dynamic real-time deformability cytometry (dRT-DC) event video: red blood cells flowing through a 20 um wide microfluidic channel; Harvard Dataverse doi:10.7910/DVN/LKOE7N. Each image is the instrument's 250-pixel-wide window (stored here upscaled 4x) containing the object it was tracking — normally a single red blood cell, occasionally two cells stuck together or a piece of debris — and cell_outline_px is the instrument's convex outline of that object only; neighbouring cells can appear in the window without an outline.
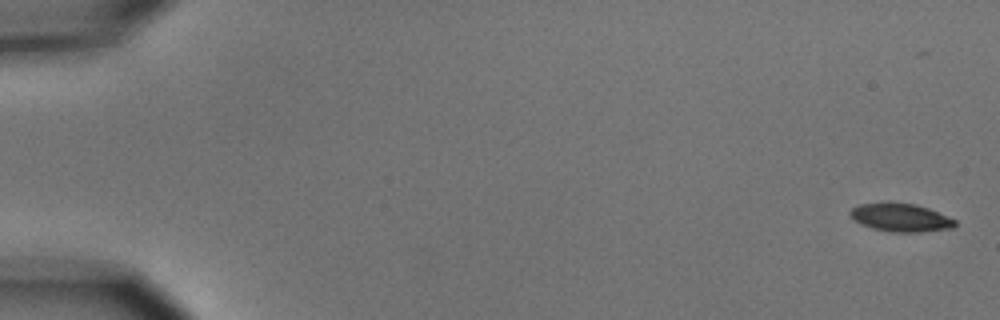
{"species": "common noctule bat (a hibernating species)", "species_latin": "Nyctalus noctula", "temperature_condition": "cold", "stored_images_in_passage": 9, "camera_frame_rate_fps": 3000, "um_per_image_px": 0.085, "animal": {"sex": "male", "body_mass_g": 15.6}, "frame": {"image": 1, "passage_image": 1, "time_ms": 0.0, "image_size_px": [1000, 320], "cell_outline_px": [[956, 224], [952, 228], [920, 232], [892, 232], [872, 228], [852, 220], [848, 212], [856, 204], [888, 200], [916, 204], [928, 208], [956, 220]], "centroid_in_image_um": [76.48, 18.45], "position_along_channel_um": 8.5, "area_um2": 17.74}}
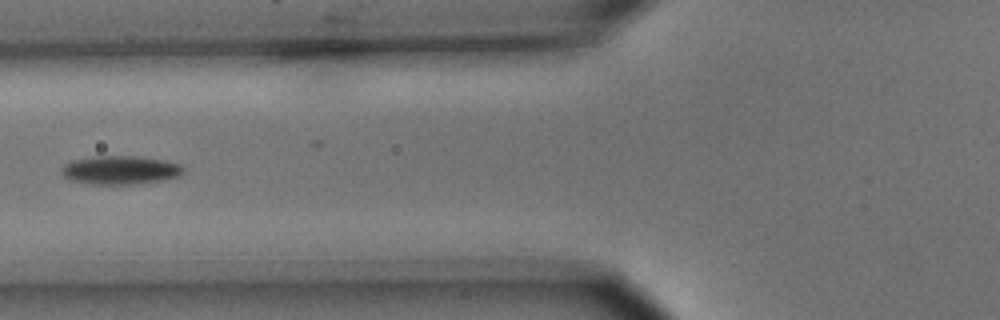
{"frame": {"image": 2, "passage_image": 7, "time_ms": 7.0, "image_size_px": [1000, 320], "cell_outline_px": [[184, 172], [180, 176], [164, 180], [136, 184], [92, 184], [72, 180], [64, 176], [60, 172], [60, 168], [64, 164], [72, 160], [96, 156], [136, 156], [164, 160], [180, 164], [184, 168]], "centroid_in_image_um": [10.24, 14.45], "position_along_channel_um": 115.6, "area_um2": 20.4}}
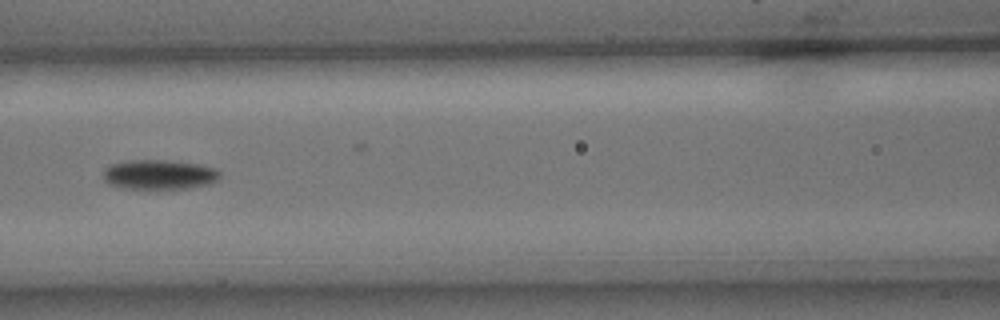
{"frame": {"image": 3, "passage_image": 8, "time_ms": 8.0, "image_size_px": [1000, 320], "cell_outline_px": [[220, 176], [212, 184], [172, 192], [156, 192], [120, 188], [108, 184], [104, 180], [104, 168], [112, 164], [132, 160], [164, 160], [196, 164], [216, 168], [220, 172]], "centroid_in_image_um": [13.54, 14.92], "position_along_channel_um": 153.1, "area_um2": 21.39}}